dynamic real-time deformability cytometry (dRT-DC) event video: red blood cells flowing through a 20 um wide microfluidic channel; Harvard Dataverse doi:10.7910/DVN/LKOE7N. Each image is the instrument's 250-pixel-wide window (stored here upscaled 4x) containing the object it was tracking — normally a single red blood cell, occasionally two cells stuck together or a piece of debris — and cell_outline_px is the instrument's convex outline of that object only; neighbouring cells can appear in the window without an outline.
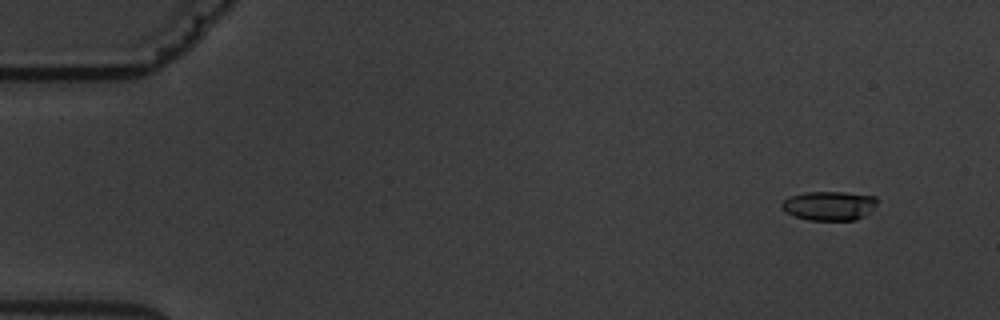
{"species": "common noctule bat (a hibernating species)", "species_latin": "Nyctalus noctula", "temperature_condition": "warm", "stored_images_in_passage": 5, "camera_frame_rate_fps": 3000, "um_per_image_px": 0.085, "animal": {"sex": "male", "body_mass_g": 19.5, "forearm_length_mm": 54.6}, "frame": {"image": 1, "passage_image": 2, "time_ms": 1.0, "image_size_px": [1000, 320], "cell_outline_px": [[880, 200], [864, 216], [856, 220], [808, 220], [784, 212], [780, 208], [780, 204], [788, 196], [804, 192], [844, 192], [876, 196]], "centroid_in_image_um": [70.45, 17.48], "position_along_channel_um": 14.5, "area_um2": 16.42}}
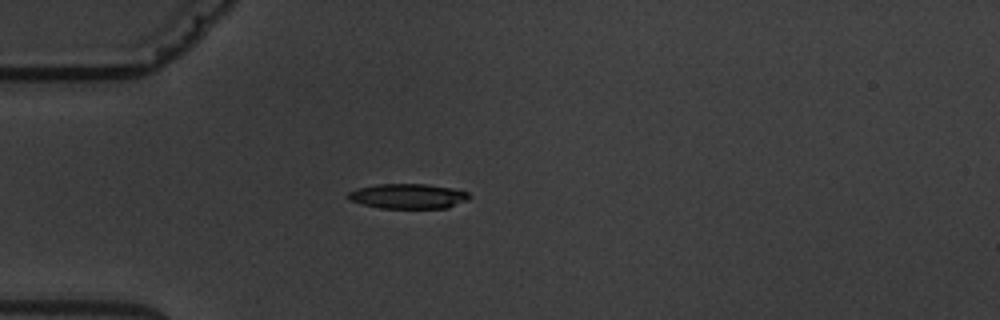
{"frame": {"image": 2, "passage_image": 5, "time_ms": 5.0, "image_size_px": [1000, 320], "cell_outline_px": [[472, 196], [468, 200], [448, 208], [380, 208], [348, 200], [348, 192], [360, 188], [376, 184], [428, 184], [452, 188], [468, 192]], "centroid_in_image_um": [34.73, 16.67], "position_along_channel_um": 50.3, "area_um2": 17.63}}